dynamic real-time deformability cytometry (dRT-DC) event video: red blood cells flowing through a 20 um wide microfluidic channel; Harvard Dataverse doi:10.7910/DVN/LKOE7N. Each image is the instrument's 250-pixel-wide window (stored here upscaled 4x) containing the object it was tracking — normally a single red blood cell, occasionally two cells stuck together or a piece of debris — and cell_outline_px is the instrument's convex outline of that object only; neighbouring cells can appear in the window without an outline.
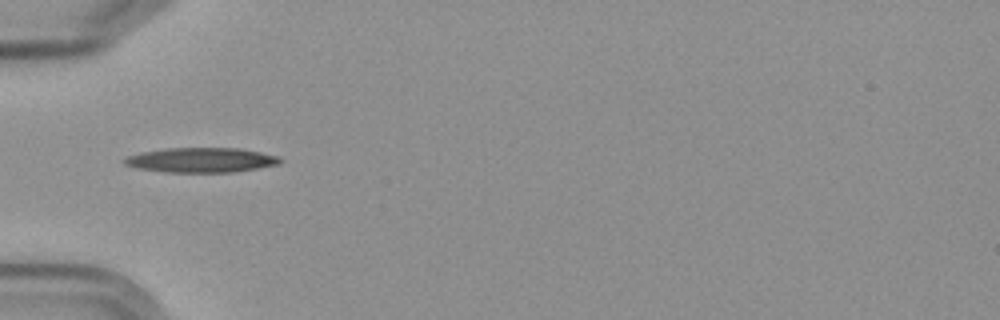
{"species": "Egyptian fruit bat (a non-hibernating species)", "species_latin": "Rousettus aegyptiacus", "temperature_condition": "cold", "stored_images_in_passage": 6, "camera_frame_rate_fps": 3000, "um_per_image_px": 0.085, "frame": {"image": 1, "passage_image": 2, "time_ms": 1.333, "image_size_px": [1000, 320], "cell_outline_px": [[284, 160], [280, 164], [232, 172], [164, 172], [136, 168], [124, 164], [120, 160], [128, 156], [140, 152], [164, 148], [240, 148], [280, 156]], "centroid_in_image_um": [17.08, 13.6], "position_along_channel_um": 67.9, "area_um2": 22.66}}
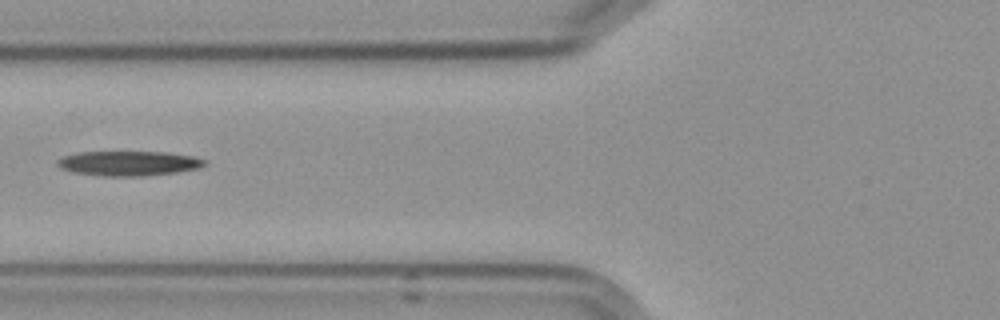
{"frame": {"image": 2, "passage_image": 3, "time_ms": 2.667, "image_size_px": [1000, 320], "cell_outline_px": [[204, 164], [196, 168], [176, 172], [144, 176], [108, 176], [76, 172], [60, 168], [56, 164], [56, 160], [64, 156], [76, 152], [168, 152], [192, 156], [204, 160]], "centroid_in_image_um": [10.88, 13.87], "position_along_channel_um": 114.9, "area_um2": 20.92}}